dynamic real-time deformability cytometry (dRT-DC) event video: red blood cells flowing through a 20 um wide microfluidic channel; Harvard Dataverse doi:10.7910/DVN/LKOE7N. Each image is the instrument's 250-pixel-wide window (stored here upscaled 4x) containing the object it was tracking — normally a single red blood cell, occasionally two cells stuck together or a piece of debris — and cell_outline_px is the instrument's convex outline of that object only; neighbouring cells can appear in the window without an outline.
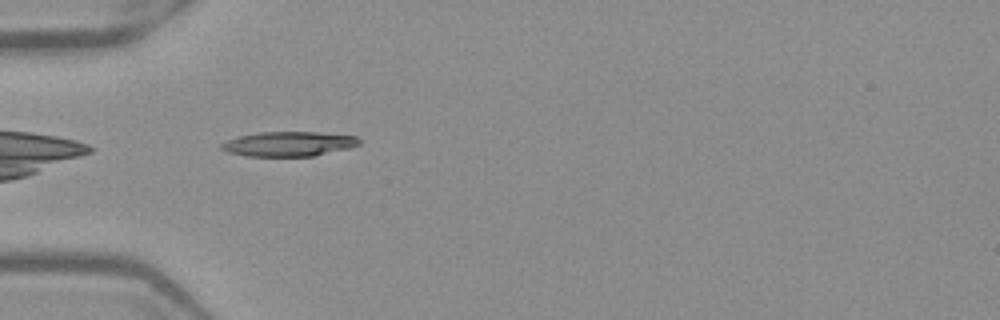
{"species": "Egyptian fruit bat (a non-hibernating species)", "species_latin": "Rousettus aegyptiacus", "temperature_condition": "warm", "stored_images_in_passage": 37, "camera_frame_rate_fps": 3000, "um_per_image_px": 0.085, "frame": {"image": 1, "passage_image": 2, "time_ms": 0.333, "image_size_px": [1000, 320], "cell_outline_px": [[360, 144], [348, 148], [312, 156], [244, 156], [228, 152], [220, 148], [220, 144], [228, 140], [240, 136], [260, 132], [316, 132], [356, 136], [360, 140]], "centroid_in_image_um": [24.52, 12.23], "position_along_channel_um": 60.5, "area_um2": 19.65}}
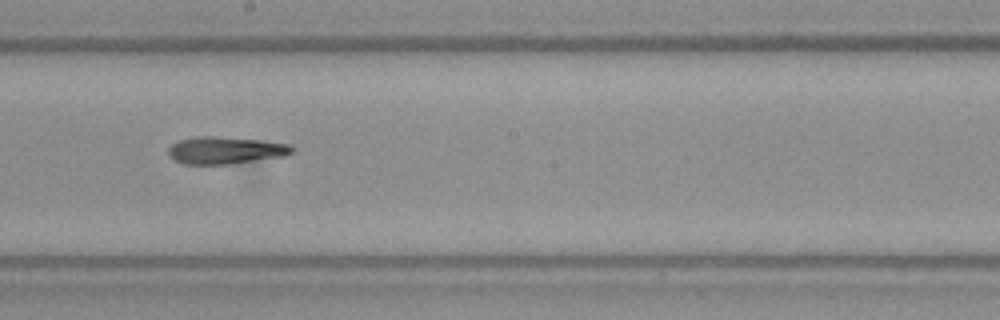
{"frame": {"image": 2, "passage_image": 15, "time_ms": 4.667, "image_size_px": [1000, 320], "cell_outline_px": [[296, 148], [292, 152], [284, 156], [228, 164], [184, 164], [176, 160], [168, 152], [168, 148], [172, 144], [180, 140], [196, 136], [216, 136], [260, 140], [292, 144]], "centroid_in_image_um": [19.2, 12.76], "position_along_channel_um": 229.0, "area_um2": 19.54}}
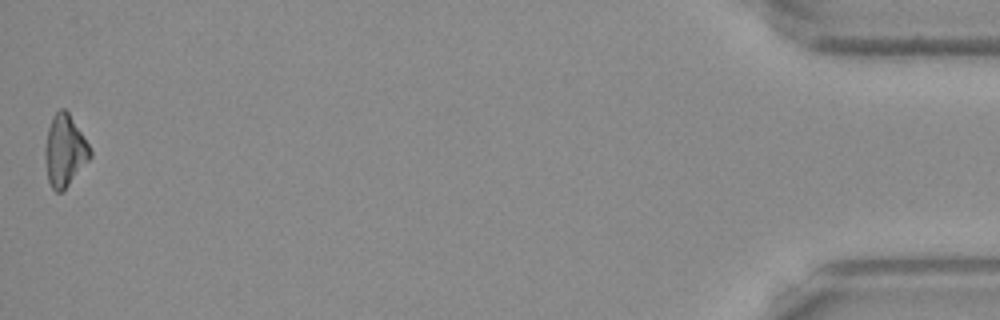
{"frame": {"image": 3, "passage_image": 37, "time_ms": 12.0, "image_size_px": [1000, 320], "cell_outline_px": [[92, 156], [64, 192], [56, 192], [52, 188], [48, 180], [44, 156], [44, 148], [48, 128], [52, 116], [60, 108], [64, 108], [68, 112], [88, 144], [92, 152]], "centroid_in_image_um": [5.49, 12.84], "position_along_channel_um": 429.7, "area_um2": 18.9}, "authors_computed_cell_mechanics": {"area_um2": 19.652, "velocity_mm_per_s": 3.973, "shape_relaxation_time_tau1_ms": 6.76, "shape_relaxation_time_tau2_ms": 4.5412, "deformation_change_tau1": 0.1797, "deformation_change_tau2": 0.1595}}